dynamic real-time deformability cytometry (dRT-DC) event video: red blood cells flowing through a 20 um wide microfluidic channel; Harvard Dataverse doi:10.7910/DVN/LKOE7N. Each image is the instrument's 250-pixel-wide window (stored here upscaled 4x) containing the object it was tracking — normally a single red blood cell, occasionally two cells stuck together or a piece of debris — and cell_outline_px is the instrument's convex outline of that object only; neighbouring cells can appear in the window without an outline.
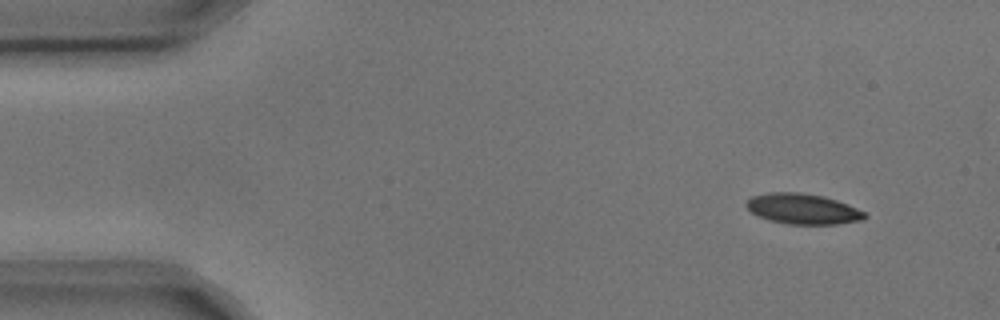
{"species": "common noctule bat (a hibernating species)", "species_latin": "Nyctalus noctula", "temperature_condition": "cold", "stored_images_in_passage": 4, "camera_frame_rate_fps": 3000, "um_per_image_px": 0.085, "animal": {"sex": "male", "body_mass_g": 17.9, "forearm_length_mm": 54.2}, "frame": {"image": 1, "passage_image": 1, "time_ms": 0.0, "image_size_px": [1000, 320], "cell_outline_px": [[868, 216], [864, 220], [836, 224], [788, 224], [768, 220], [752, 212], [744, 204], [752, 196], [768, 192], [800, 192], [824, 196], [848, 204], [864, 212]], "centroid_in_image_um": [68.25, 17.75], "position_along_channel_um": 16.8, "area_um2": 21.04}}
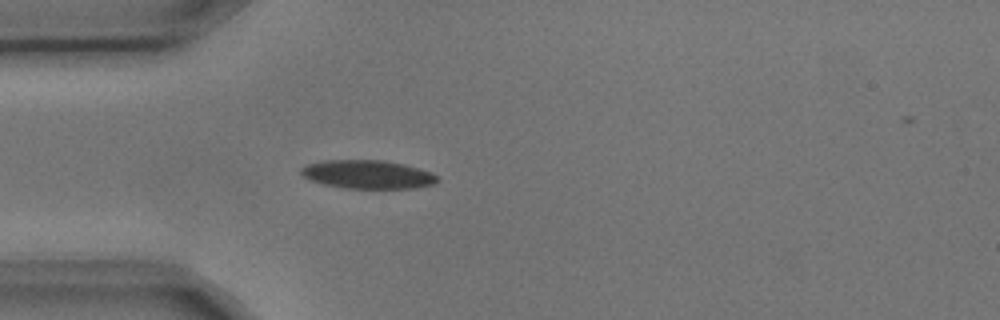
{"frame": {"image": 2, "passage_image": 4, "time_ms": 1.0, "image_size_px": [1000, 320], "cell_outline_px": [[440, 180], [432, 184], [416, 188], [344, 188], [324, 184], [312, 180], [304, 176], [300, 172], [300, 168], [308, 164], [324, 160], [384, 160], [404, 164], [432, 172]], "centroid_in_image_um": [31.27, 14.82], "position_along_channel_um": 53.7, "area_um2": 22.54}}